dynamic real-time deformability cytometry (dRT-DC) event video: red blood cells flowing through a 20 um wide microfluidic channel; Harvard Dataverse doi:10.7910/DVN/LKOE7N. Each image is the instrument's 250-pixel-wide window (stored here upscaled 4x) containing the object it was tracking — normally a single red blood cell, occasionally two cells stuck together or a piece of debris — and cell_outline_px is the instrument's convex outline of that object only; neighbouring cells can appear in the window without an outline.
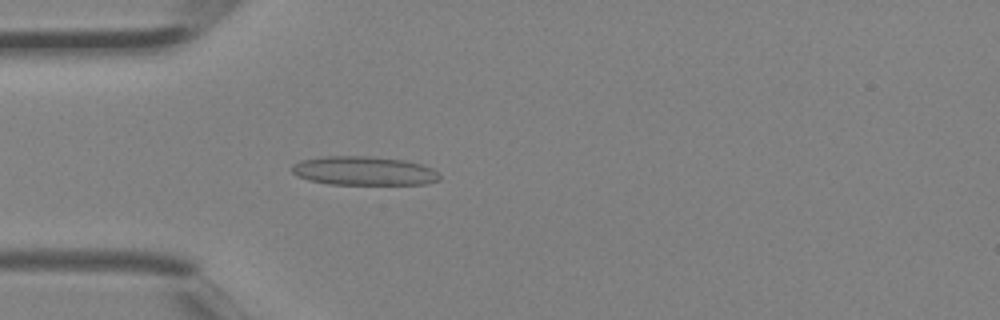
{"species": "Egyptian fruit bat (a non-hibernating species)", "species_latin": "Rousettus aegyptiacus", "temperature_condition": "room temperature", "stored_images_in_passage": 2, "camera_frame_rate_fps": 3000, "um_per_image_px": 0.085, "animal": {"sex": "female"}, "frame": {"image": 1, "passage_image": 2, "time_ms": 0.333, "image_size_px": [1000, 320], "cell_outline_px": [[440, 180], [428, 184], [328, 184], [308, 180], [296, 176], [292, 172], [292, 164], [300, 160], [324, 156], [372, 156], [404, 160], [420, 164], [432, 168], [440, 176]], "centroid_in_image_um": [30.9, 14.52], "position_along_channel_um": 54.1, "area_um2": 25.03}}